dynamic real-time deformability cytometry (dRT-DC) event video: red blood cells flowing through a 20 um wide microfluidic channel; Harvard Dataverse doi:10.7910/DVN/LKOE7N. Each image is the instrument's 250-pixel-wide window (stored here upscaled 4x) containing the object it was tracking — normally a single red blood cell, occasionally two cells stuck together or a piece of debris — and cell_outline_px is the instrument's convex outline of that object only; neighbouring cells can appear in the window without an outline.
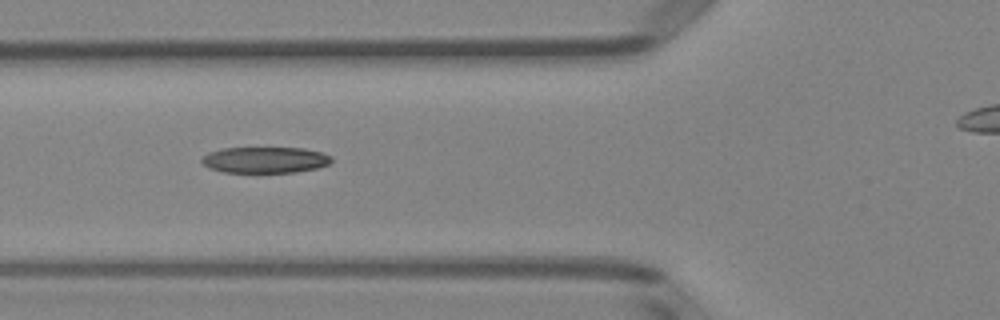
{"species": "Egyptian fruit bat (a non-hibernating species)", "species_latin": "Rousettus aegyptiacus", "temperature_condition": "room temperature", "stored_images_in_passage": 7, "camera_frame_rate_fps": 3000, "um_per_image_px": 0.085, "animal": {"sex": "female"}, "frame": {"image": 1, "passage_image": 5, "time_ms": 5.667, "image_size_px": [1000, 320], "cell_outline_px": [[332, 160], [328, 164], [316, 168], [296, 172], [224, 172], [208, 168], [200, 160], [208, 152], [220, 148], [304, 148], [324, 152], [332, 156]], "centroid_in_image_um": [22.53, 13.58], "position_along_channel_um": 103.3, "area_um2": 19.83}}
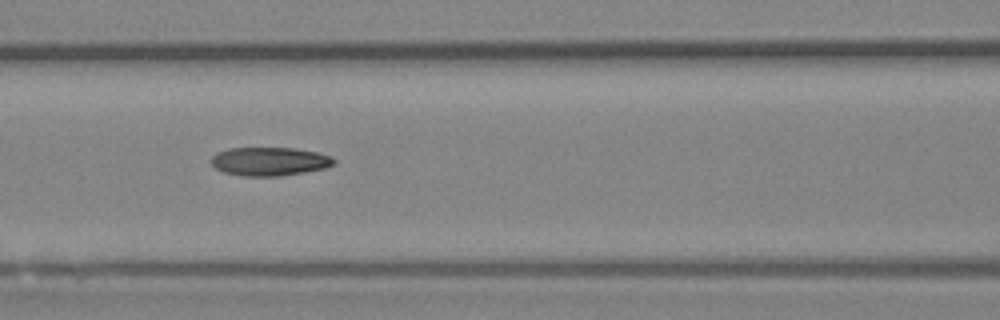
{"frame": {"image": 2, "passage_image": 6, "time_ms": 6.667, "image_size_px": [1000, 320], "cell_outline_px": [[336, 164], [324, 168], [304, 172], [280, 176], [244, 176], [224, 172], [216, 168], [212, 164], [212, 156], [216, 152], [228, 148], [296, 148], [316, 152], [332, 156], [336, 160]], "centroid_in_image_um": [22.93, 13.71], "position_along_channel_um": 143.7, "area_um2": 20.46}}
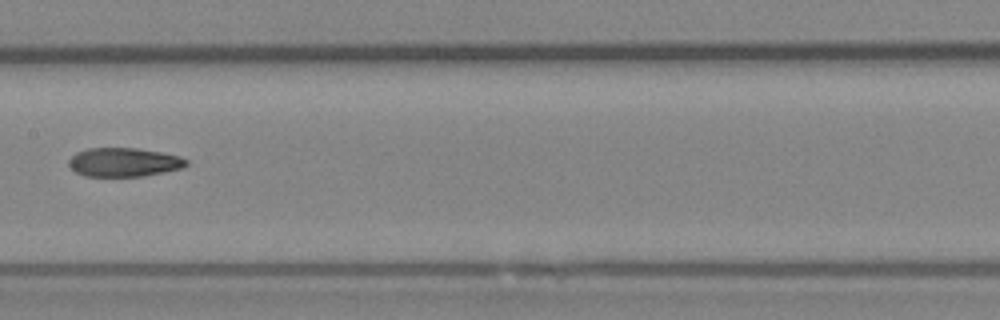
{"frame": {"image": 3, "passage_image": 7, "time_ms": 8.0, "image_size_px": [1000, 320], "cell_outline_px": [[188, 164], [180, 168], [144, 176], [84, 176], [76, 172], [68, 164], [68, 160], [76, 152], [88, 148], [136, 148], [160, 152], [180, 156], [188, 160]], "centroid_in_image_um": [10.51, 13.78], "position_along_channel_um": 196.9, "area_um2": 19.65}}